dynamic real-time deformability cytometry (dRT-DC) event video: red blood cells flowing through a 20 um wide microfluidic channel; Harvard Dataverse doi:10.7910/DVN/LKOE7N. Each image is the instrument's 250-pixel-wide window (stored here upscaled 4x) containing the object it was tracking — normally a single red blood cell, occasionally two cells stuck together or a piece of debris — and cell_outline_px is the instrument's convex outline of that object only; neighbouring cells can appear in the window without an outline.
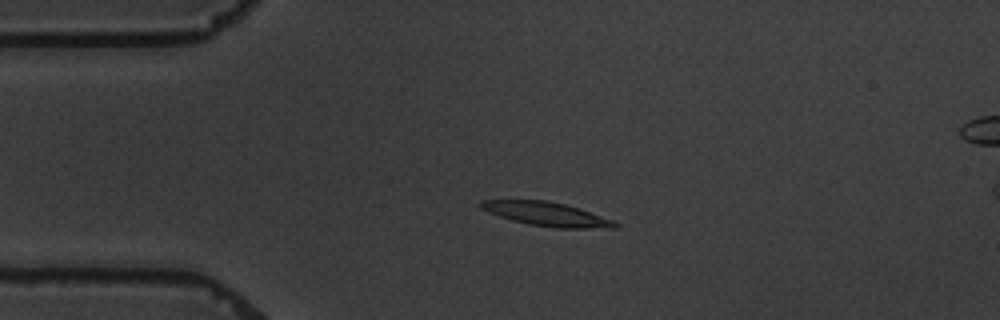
{"species": "common noctule bat (a hibernating species)", "species_latin": "Nyctalus noctula", "temperature_condition": "warm", "stored_images_in_passage": 5, "camera_frame_rate_fps": 3000, "um_per_image_px": 0.085, "animal": {"sex": "male", "body_mass_g": 19.5, "forearm_length_mm": 54.6}, "frame": {"image": 1, "passage_image": 4, "time_ms": 3.333, "image_size_px": [1000, 320], "cell_outline_px": [[620, 224], [616, 228], [556, 228], [528, 224], [512, 220], [488, 212], [480, 208], [480, 200], [548, 200], [580, 208], [616, 220]], "centroid_in_image_um": [46.54, 18.2], "position_along_channel_um": 38.5, "area_um2": 18.84}}